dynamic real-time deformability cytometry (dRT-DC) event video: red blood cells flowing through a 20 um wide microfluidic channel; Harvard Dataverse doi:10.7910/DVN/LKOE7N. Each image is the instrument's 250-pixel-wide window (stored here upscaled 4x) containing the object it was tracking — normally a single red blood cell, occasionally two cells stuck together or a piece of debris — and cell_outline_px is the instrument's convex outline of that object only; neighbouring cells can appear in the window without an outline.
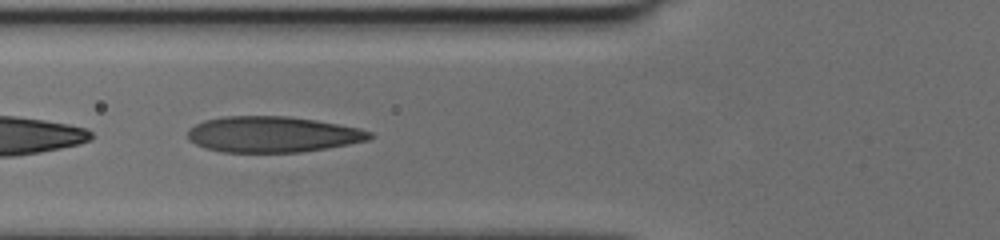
{"species": "human", "species_latin": "Homo sapiens", "temperature_condition": "cold", "stored_images_in_passage": 33, "camera_frame_rate_fps": 3000, "um_per_image_px": 0.085, "donor": {"sex": "female"}, "frame": {"image": 1, "passage_image": 4, "time_ms": 1.0, "image_size_px": [1000, 240], "cell_outline_px": [[372, 136], [368, 140], [348, 144], [300, 152], [220, 152], [204, 148], [188, 140], [188, 128], [204, 120], [224, 116], [288, 116], [316, 120], [360, 128], [372, 132]], "centroid_in_image_um": [23.13, 11.42], "position_along_channel_um": 102.7, "area_um2": 38.09}}
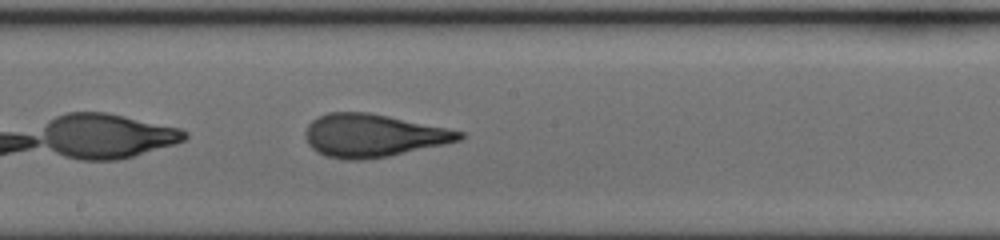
{"frame": {"image": 2, "passage_image": 12, "time_ms": 3.667, "image_size_px": [1000, 240], "cell_outline_px": [[464, 136], [460, 140], [444, 144], [388, 156], [364, 160], [344, 160], [324, 156], [316, 152], [308, 144], [304, 136], [304, 132], [308, 124], [312, 120], [328, 112], [368, 112], [448, 128], [464, 132]], "centroid_in_image_um": [31.66, 11.53], "position_along_channel_um": 216.5, "area_um2": 38.55}}
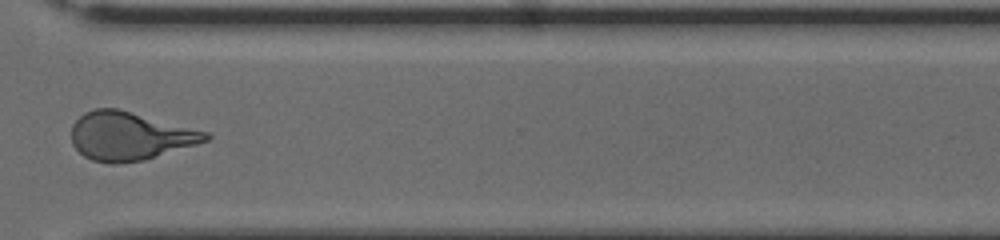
{"frame": {"image": 3, "passage_image": 22, "time_ms": 7.0, "image_size_px": [1000, 240], "cell_outline_px": [[212, 136], [208, 140], [196, 144], [144, 160], [116, 164], [112, 164], [92, 160], [84, 156], [72, 144], [72, 124], [84, 112], [96, 108], [116, 108], [208, 132]], "centroid_in_image_um": [11.0, 11.57], "position_along_channel_um": 359.6, "area_um2": 37.45}}